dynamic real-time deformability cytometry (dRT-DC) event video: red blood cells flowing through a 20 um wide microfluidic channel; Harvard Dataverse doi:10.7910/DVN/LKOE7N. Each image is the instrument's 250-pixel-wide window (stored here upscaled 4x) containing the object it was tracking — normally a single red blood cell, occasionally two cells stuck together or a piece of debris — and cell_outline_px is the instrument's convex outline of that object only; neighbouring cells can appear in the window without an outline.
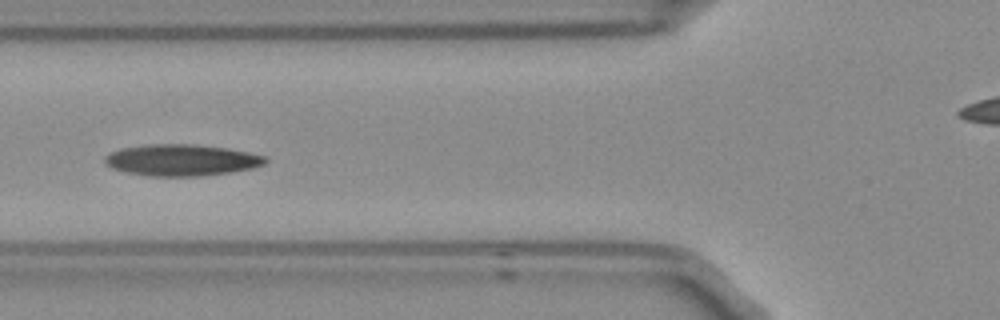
{"species": "Egyptian fruit bat (a non-hibernating species)", "species_latin": "Rousettus aegyptiacus", "temperature_condition": "room temperature", "stored_images_in_passage": 7, "camera_frame_rate_fps": 3000, "um_per_image_px": 0.085, "frame": {"image": 1, "passage_image": 4, "time_ms": 1.0, "image_size_px": [1000, 320], "cell_outline_px": [[268, 160], [264, 164], [252, 168], [228, 172], [200, 176], [148, 176], [128, 172], [112, 168], [104, 160], [104, 156], [120, 148], [144, 144], [196, 144], [228, 148], [248, 152], [264, 156]], "centroid_in_image_um": [15.42, 13.59], "position_along_channel_um": 110.4, "area_um2": 29.36}}